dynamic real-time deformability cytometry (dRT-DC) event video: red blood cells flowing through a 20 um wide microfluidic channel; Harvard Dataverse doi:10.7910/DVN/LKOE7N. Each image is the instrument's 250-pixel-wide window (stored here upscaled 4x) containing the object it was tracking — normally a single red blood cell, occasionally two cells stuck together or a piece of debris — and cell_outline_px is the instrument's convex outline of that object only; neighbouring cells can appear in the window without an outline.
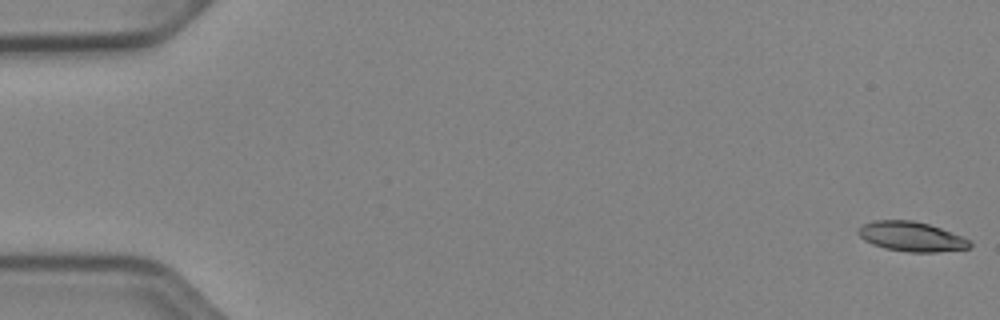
{"species": "Egyptian fruit bat (a non-hibernating species)", "species_latin": "Rousettus aegyptiacus", "temperature_condition": "cold", "stored_images_in_passage": 53, "camera_frame_rate_fps": 3000, "um_per_image_px": 0.085, "animal": {"sex": "female"}, "frame": {"image": 1, "passage_image": 1, "time_ms": 0.0, "image_size_px": [1000, 320], "cell_outline_px": [[972, 244], [968, 248], [936, 252], [908, 252], [884, 248], [872, 244], [864, 240], [856, 232], [864, 224], [872, 220], [912, 220], [928, 224], [940, 228], [972, 240]], "centroid_in_image_um": [77.46, 20.11], "position_along_channel_um": 7.5, "area_um2": 19.25}}
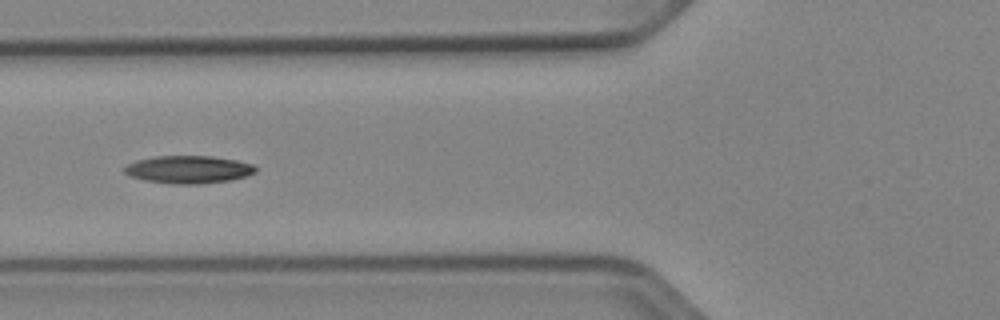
{"frame": {"image": 2, "passage_image": 21, "time_ms": 6.667, "image_size_px": [1000, 320], "cell_outline_px": [[256, 172], [248, 176], [232, 180], [200, 184], [172, 184], [144, 180], [128, 176], [124, 172], [124, 168], [128, 164], [136, 160], [156, 156], [212, 156], [236, 160], [252, 164], [256, 168]], "centroid_in_image_um": [16.02, 14.41], "position_along_channel_um": 109.8, "area_um2": 21.33}}
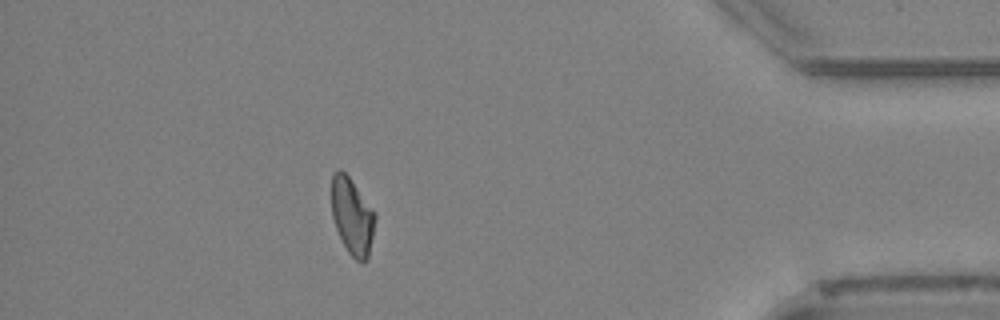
{"frame": {"image": 3, "passage_image": 47, "time_ms": 15.333, "image_size_px": [1000, 320], "cell_outline_px": [[376, 216], [368, 260], [364, 264], [356, 260], [348, 252], [336, 228], [332, 216], [332, 176], [340, 168], [348, 176], [376, 212]], "centroid_in_image_um": [29.96, 18.41], "position_along_channel_um": 405.2, "area_um2": 19.36}, "authors_computed_cell_mechanics": {"area_um2": 20.1722, "velocity_mm_per_s": 3.9054, "shape_relaxation_time_tau1_ms": 4.2167, "shape_relaxation_time_tau2_ms": null, "deformation_change_tau1": 0.1337, "deformation_change_tau2": null}}